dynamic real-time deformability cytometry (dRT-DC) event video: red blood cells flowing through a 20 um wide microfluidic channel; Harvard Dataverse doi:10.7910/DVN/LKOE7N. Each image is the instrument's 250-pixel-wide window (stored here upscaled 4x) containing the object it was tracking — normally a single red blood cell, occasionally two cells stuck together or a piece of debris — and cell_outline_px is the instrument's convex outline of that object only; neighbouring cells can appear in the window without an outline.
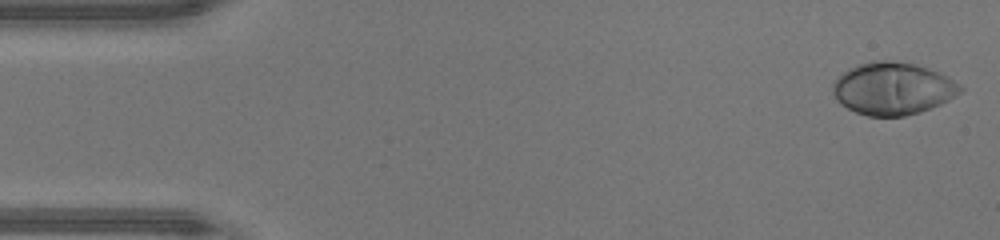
{"species": "human", "species_latin": "Homo sapiens", "temperature_condition": "warm", "stored_images_in_passage": 11, "camera_frame_rate_fps": 3000, "um_per_image_px": 0.085, "donor": {"sex": "male"}, "frame": {"image": 1, "passage_image": 1, "time_ms": 0.0, "image_size_px": [1000, 240], "cell_outline_px": [[964, 88], [960, 92], [948, 100], [940, 104], [920, 112], [904, 116], [868, 116], [856, 112], [840, 104], [836, 100], [832, 92], [832, 84], [848, 68], [860, 64], [876, 60], [888, 60], [916, 64], [928, 68], [948, 76], [960, 84]], "centroid_in_image_um": [75.89, 7.52], "position_along_channel_um": 9.1, "area_um2": 38.9}}